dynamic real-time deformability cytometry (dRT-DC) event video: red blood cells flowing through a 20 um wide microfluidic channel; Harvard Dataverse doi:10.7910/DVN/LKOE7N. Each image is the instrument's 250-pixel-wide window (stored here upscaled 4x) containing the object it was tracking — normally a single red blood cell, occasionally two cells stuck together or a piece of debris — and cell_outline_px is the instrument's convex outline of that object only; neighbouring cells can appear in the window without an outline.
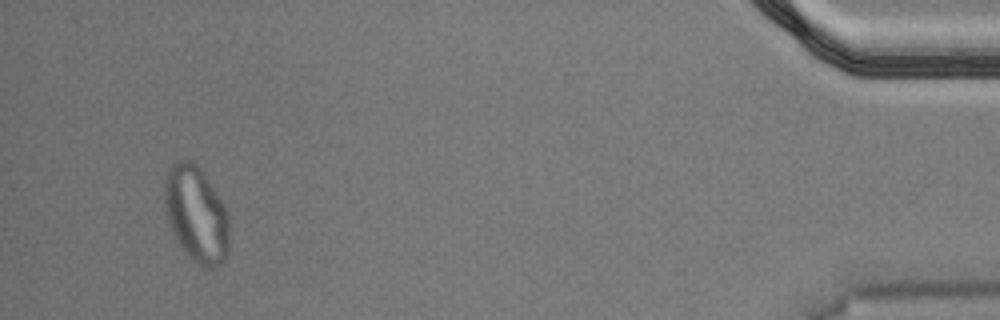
{"species": "Egyptian fruit bat (a non-hibernating species)", "species_latin": "Rousettus aegyptiacus", "temperature_condition": "cold", "stored_images_in_passage": 42, "segment_of_instrument_passage": [2, 2], "camera_frame_rate_fps": 3000, "um_per_image_px": 0.085, "animal": {"sex": "male"}, "frame": {"image": 1, "passage_image": 39, "time_ms": 12.667, "image_size_px": [1000, 320], "cell_outline_px": [[228, 256], [224, 264], [216, 268], [208, 268], [200, 264], [188, 256], [176, 240], [172, 232], [168, 220], [164, 200], [164, 176], [168, 168], [176, 160], [192, 160], [204, 172], [224, 204], [228, 212]], "centroid_in_image_um": [16.69, 18.19], "position_along_channel_um": 418.5, "area_um2": 36.7}}